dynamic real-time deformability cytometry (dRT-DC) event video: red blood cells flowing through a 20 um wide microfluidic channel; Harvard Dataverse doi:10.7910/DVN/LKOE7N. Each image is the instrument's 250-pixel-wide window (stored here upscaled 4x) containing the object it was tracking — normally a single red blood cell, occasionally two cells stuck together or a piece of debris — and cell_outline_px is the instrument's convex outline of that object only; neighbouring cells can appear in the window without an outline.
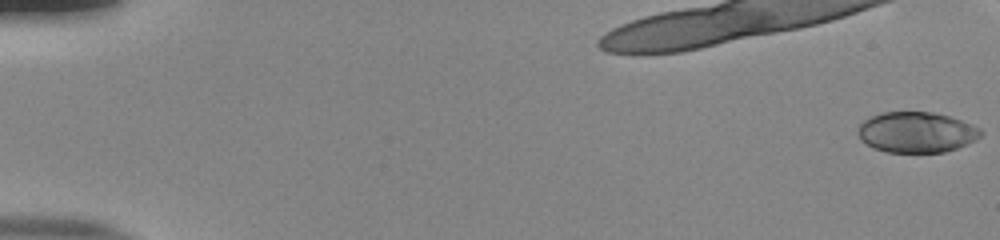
{"species": "human", "species_latin": "Homo sapiens", "temperature_condition": "room temperature", "stored_images_in_passage": 52, "camera_frame_rate_fps": 3000, "um_per_image_px": 0.085, "donor": {"sex": "male"}, "frame": {"image": 1, "passage_image": 1, "time_ms": 0.0, "image_size_px": [1000, 240], "cell_outline_px": [[984, 132], [976, 140], [956, 148], [944, 152], [888, 152], [872, 148], [860, 140], [856, 132], [860, 124], [864, 120], [872, 116], [884, 112], [932, 112], [948, 116], [972, 124], [980, 128]], "centroid_in_image_um": [77.88, 11.24], "position_along_channel_um": 7.1, "area_um2": 29.13}}
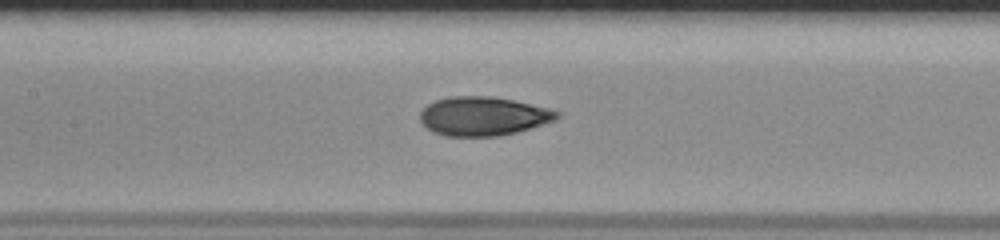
{"frame": {"image": 2, "passage_image": 27, "time_ms": 8.667, "image_size_px": [1000, 240], "cell_outline_px": [[560, 116], [556, 120], [516, 132], [500, 136], [444, 136], [432, 132], [420, 120], [420, 112], [428, 104], [436, 100], [452, 96], [492, 96], [512, 100], [560, 112]], "centroid_in_image_um": [41.04, 9.88], "position_along_channel_um": 166.4, "area_um2": 30.75}}
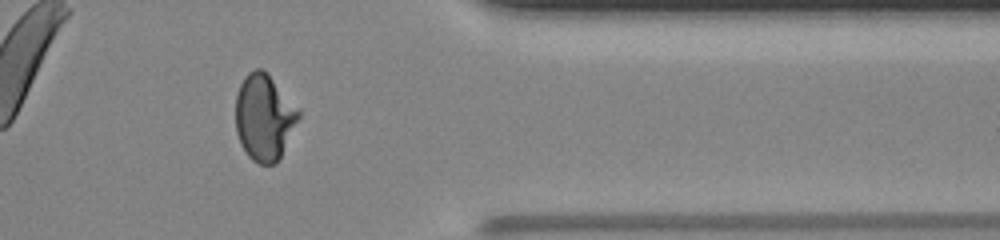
{"frame": {"image": 3, "passage_image": 45, "time_ms": 14.667, "image_size_px": [1000, 240], "cell_outline_px": [[300, 116], [280, 160], [276, 164], [260, 164], [252, 160], [248, 156], [240, 144], [236, 132], [236, 96], [240, 84], [244, 76], [248, 72], [256, 68], [260, 68], [268, 72], [300, 108]], "centroid_in_image_um": [22.47, 9.96], "position_along_channel_um": 388.9, "area_um2": 32.25}, "authors_computed_cell_mechanics": {"area_um2": 30.6918, "velocity_mm_per_s": 3.8994, "shape_relaxation_time_tau1_ms": 5.2097, "shape_relaxation_time_tau2_ms": 0.902, "deformation_change_tau1": 0.1822, "deformation_change_tau2": 0.0607}}